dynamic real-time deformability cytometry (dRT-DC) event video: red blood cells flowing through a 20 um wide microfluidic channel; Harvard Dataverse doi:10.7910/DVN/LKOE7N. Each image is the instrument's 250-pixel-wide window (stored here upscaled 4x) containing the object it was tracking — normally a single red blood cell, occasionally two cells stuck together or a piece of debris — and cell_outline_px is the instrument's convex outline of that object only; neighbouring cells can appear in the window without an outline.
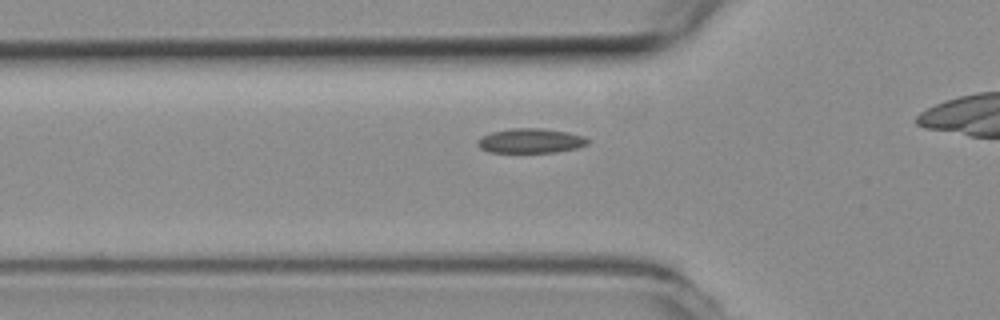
{"species": "common noctule bat (a hibernating species)", "species_latin": "Nyctalus noctula", "temperature_condition": "room temperature", "stored_images_in_passage": 34, "camera_frame_rate_fps": 3000, "um_per_image_px": 0.085, "animal": {"sex": "female", "body_mass_g": 19.3, "forearm_length_mm": 54.1}, "frame": {"image": 1, "passage_image": 8, "time_ms": 2.333, "image_size_px": [1000, 320], "cell_outline_px": [[588, 144], [576, 148], [556, 152], [488, 152], [480, 148], [476, 144], [476, 140], [492, 132], [512, 128], [544, 128], [584, 136], [588, 140]], "centroid_in_image_um": [45.07, 11.97], "position_along_channel_um": 80.7, "area_um2": 15.66}}
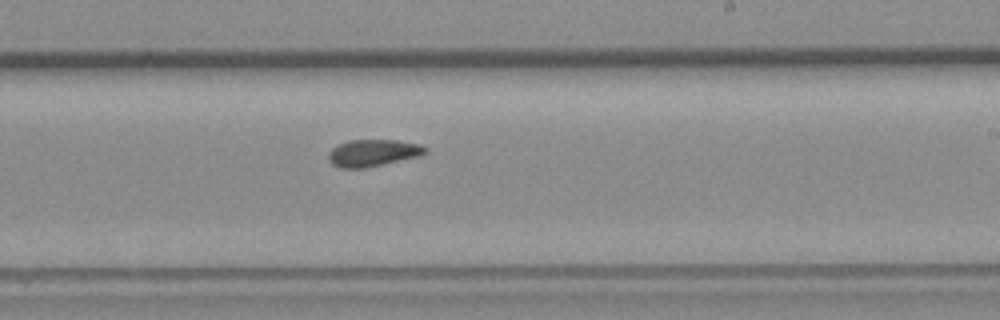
{"frame": {"image": 2, "passage_image": 22, "time_ms": 7.0, "image_size_px": [1000, 320], "cell_outline_px": [[428, 152], [420, 156], [368, 168], [340, 168], [332, 164], [328, 156], [332, 148], [348, 140], [396, 140], [420, 144], [428, 148]], "centroid_in_image_um": [31.75, 13.0], "position_along_channel_um": 257.3, "area_um2": 15.32}}
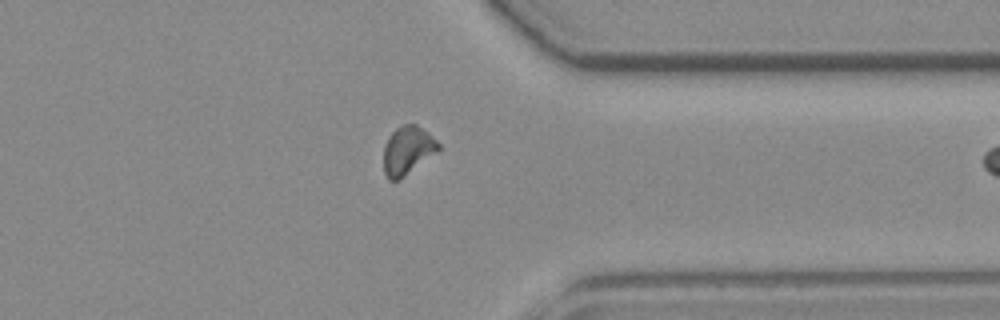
{"frame": {"image": 3, "passage_image": 32, "time_ms": 10.333, "image_size_px": [1000, 320], "cell_outline_px": [[440, 148], [396, 180], [388, 180], [384, 172], [384, 148], [388, 136], [396, 128], [404, 124], [416, 124], [428, 132], [440, 144]], "centroid_in_image_um": [34.61, 12.73], "position_along_channel_um": 376.8, "area_um2": 14.8}}